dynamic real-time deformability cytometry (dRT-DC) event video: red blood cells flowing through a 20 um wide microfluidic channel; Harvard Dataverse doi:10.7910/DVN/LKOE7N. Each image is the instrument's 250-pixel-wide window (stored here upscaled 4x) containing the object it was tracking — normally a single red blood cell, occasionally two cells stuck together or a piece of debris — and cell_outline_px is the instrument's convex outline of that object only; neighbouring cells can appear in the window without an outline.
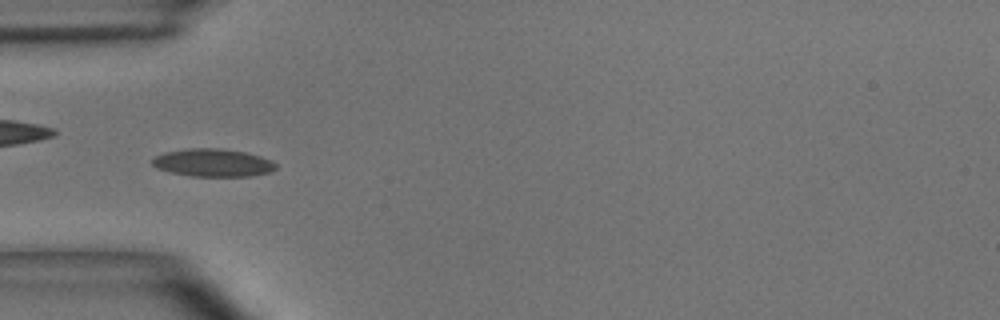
{"species": "common noctule bat (a hibernating species)", "species_latin": "Nyctalus noctula", "temperature_condition": "room temperature", "stored_images_in_passage": 50, "camera_frame_rate_fps": 3000, "um_per_image_px": 0.085, "animal": {"sex": "male", "body_mass_g": 15.6}, "frame": {"image": 1, "passage_image": 15, "time_ms": 4.667, "image_size_px": [1000, 320], "cell_outline_px": [[276, 168], [268, 172], [252, 176], [192, 176], [168, 172], [156, 168], [152, 164], [152, 160], [156, 156], [164, 152], [184, 148], [220, 148], [248, 152], [272, 160], [276, 164]], "centroid_in_image_um": [18.08, 13.82], "position_along_channel_um": 66.9, "area_um2": 20.23}}
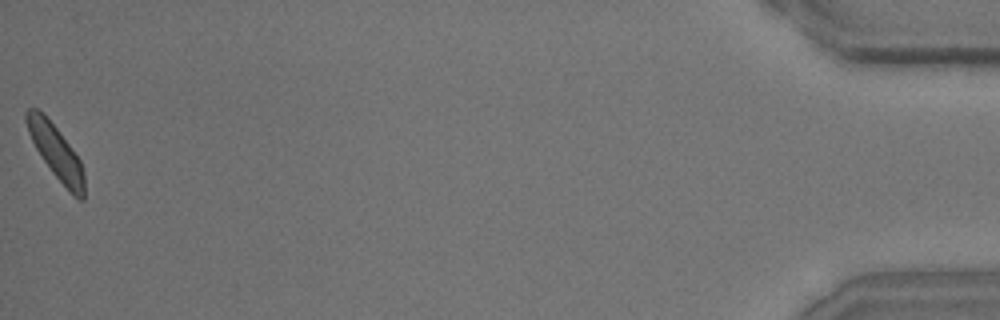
{"frame": {"image": 2, "passage_image": 50, "time_ms": 16.333, "image_size_px": [1000, 320], "cell_outline_px": [[84, 200], [80, 200], [72, 196], [52, 172], [36, 148], [28, 132], [24, 120], [24, 112], [28, 108], [36, 108], [56, 128], [80, 160], [84, 172]], "centroid_in_image_um": [4.76, 12.97], "position_along_channel_um": 430.4, "area_um2": 17.8}, "authors_computed_cell_mechanics": {"area_um2": 18.5538, "velocity_mm_per_s": 3.9313, "shape_relaxation_time_tau1_ms": 4.6952, "shape_relaxation_time_tau2_ms": 2.4251, "deformation_change_tau1": 0.1169, "deformation_change_tau2": 0.076}}